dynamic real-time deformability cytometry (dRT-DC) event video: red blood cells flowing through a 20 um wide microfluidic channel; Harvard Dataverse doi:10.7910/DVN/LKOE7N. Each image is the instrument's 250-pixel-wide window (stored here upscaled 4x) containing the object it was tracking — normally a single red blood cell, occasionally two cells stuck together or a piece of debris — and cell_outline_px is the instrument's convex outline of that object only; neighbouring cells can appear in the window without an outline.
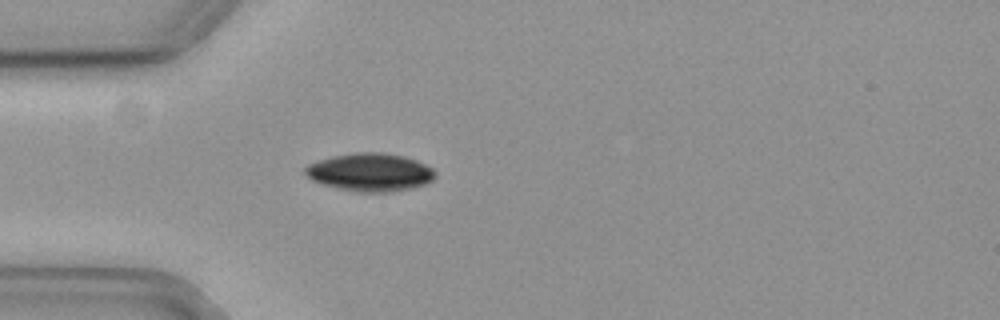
{"species": "common noctule bat (a hibernating species)", "species_latin": "Nyctalus noctula", "temperature_condition": "cold", "stored_images_in_passage": 38, "camera_frame_rate_fps": 3000, "um_per_image_px": 0.085, "animal": {"sex": "female", "body_mass_g": 19.3, "forearm_length_mm": 54.1}, "frame": {"image": 1, "passage_image": 1, "time_ms": 0.0, "image_size_px": [1000, 320], "cell_outline_px": [[436, 176], [432, 180], [424, 184], [412, 188], [392, 192], [356, 192], [336, 188], [312, 180], [304, 172], [304, 168], [308, 164], [332, 156], [356, 152], [380, 152], [404, 156], [416, 160], [432, 168], [436, 172]], "centroid_in_image_um": [31.47, 14.64], "position_along_channel_um": 53.5, "area_um2": 28.84}}
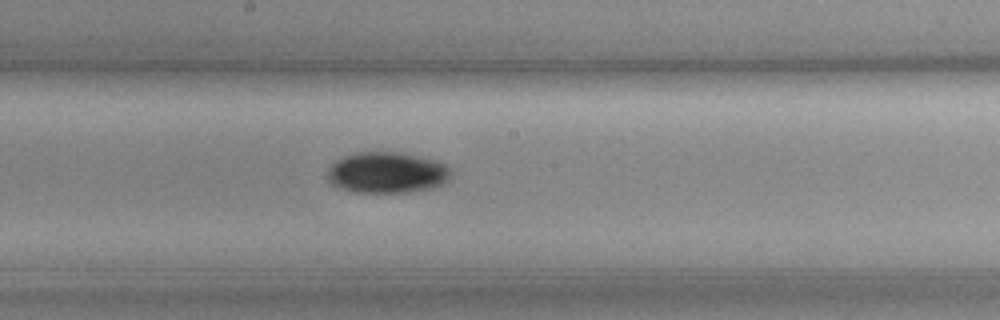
{"frame": {"image": 2, "passage_image": 15, "time_ms": 4.667, "image_size_px": [1000, 320], "cell_outline_px": [[452, 172], [448, 180], [440, 188], [408, 192], [348, 192], [336, 188], [328, 180], [328, 168], [336, 160], [344, 156], [356, 152], [396, 152], [436, 160], [444, 164]], "centroid_in_image_um": [32.89, 14.7], "position_along_channel_um": 215.3, "area_um2": 29.94}}
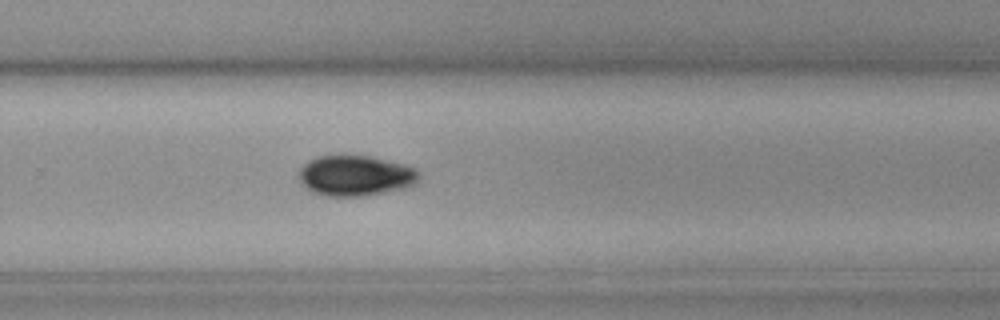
{"frame": {"image": 3, "passage_image": 22, "time_ms": 7.0, "image_size_px": [1000, 320], "cell_outline_px": [[420, 176], [416, 184], [404, 188], [364, 196], [324, 196], [312, 192], [304, 188], [300, 184], [296, 176], [300, 168], [308, 160], [316, 156], [344, 152], [372, 156], [404, 164], [416, 168]], "centroid_in_image_um": [30.14, 14.89], "position_along_channel_um": 299.7, "area_um2": 29.59}, "authors_computed_cell_mechanics": {"area_um2": 29.3046, "velocity_mm_per_s": 3.6427, "shape_relaxation_time_tau1_ms": 2.6031, "shape_relaxation_time_tau2_ms": null, "deformation_change_tau1": 0.0605, "deformation_change_tau2": null}}